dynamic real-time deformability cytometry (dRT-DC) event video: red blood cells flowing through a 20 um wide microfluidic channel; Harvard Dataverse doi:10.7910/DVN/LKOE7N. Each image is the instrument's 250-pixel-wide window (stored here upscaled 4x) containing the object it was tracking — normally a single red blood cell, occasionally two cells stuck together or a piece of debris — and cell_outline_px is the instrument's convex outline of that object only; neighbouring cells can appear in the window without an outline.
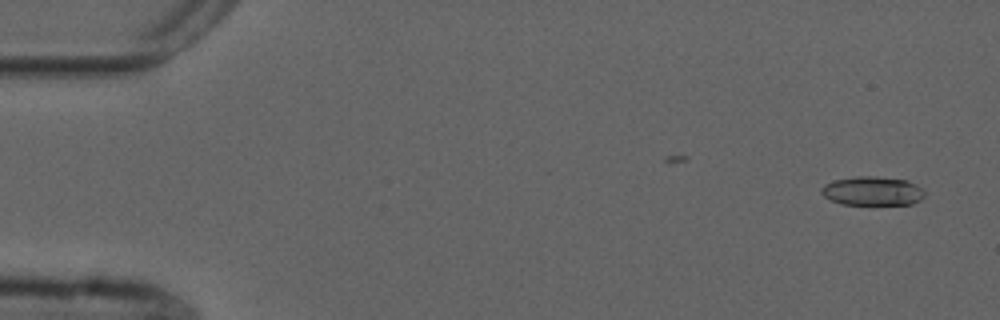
{"species": "common noctule bat (a hibernating species)", "species_latin": "Nyctalus noctula", "temperature_condition": "cold", "stored_images_in_passage": 2, "camera_frame_rate_fps": 3000, "um_per_image_px": 0.085, "animal": {"sex": "male", "forearm_length_mm": 52.5}, "frame": {"image": 1, "passage_image": 2, "time_ms": 0.333, "image_size_px": [1000, 320], "cell_outline_px": [[924, 196], [920, 200], [912, 204], [840, 204], [824, 196], [820, 192], [820, 188], [824, 184], [832, 180], [856, 176], [876, 176], [908, 180], [916, 184], [924, 192]], "centroid_in_image_um": [74.13, 16.22], "position_along_channel_um": 10.9, "area_um2": 17.51}}